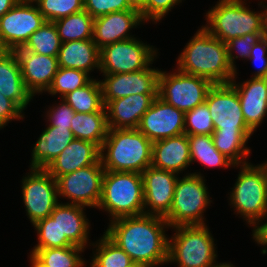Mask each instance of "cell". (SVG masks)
Returning a JSON list of instances; mask_svg holds the SVG:
<instances>
[{
    "instance_id": "19",
    "label": "cell",
    "mask_w": 267,
    "mask_h": 267,
    "mask_svg": "<svg viewBox=\"0 0 267 267\" xmlns=\"http://www.w3.org/2000/svg\"><path fill=\"white\" fill-rule=\"evenodd\" d=\"M145 22L136 10L117 11L94 19L93 41L99 49L134 38L130 31Z\"/></svg>"
},
{
    "instance_id": "24",
    "label": "cell",
    "mask_w": 267,
    "mask_h": 267,
    "mask_svg": "<svg viewBox=\"0 0 267 267\" xmlns=\"http://www.w3.org/2000/svg\"><path fill=\"white\" fill-rule=\"evenodd\" d=\"M191 164L186 134L152 142L151 165L158 169L183 173Z\"/></svg>"
},
{
    "instance_id": "47",
    "label": "cell",
    "mask_w": 267,
    "mask_h": 267,
    "mask_svg": "<svg viewBox=\"0 0 267 267\" xmlns=\"http://www.w3.org/2000/svg\"><path fill=\"white\" fill-rule=\"evenodd\" d=\"M128 5L138 11L141 15L142 20L145 22V3L146 0H127Z\"/></svg>"
},
{
    "instance_id": "51",
    "label": "cell",
    "mask_w": 267,
    "mask_h": 267,
    "mask_svg": "<svg viewBox=\"0 0 267 267\" xmlns=\"http://www.w3.org/2000/svg\"><path fill=\"white\" fill-rule=\"evenodd\" d=\"M212 267H234V265L229 262H220Z\"/></svg>"
},
{
    "instance_id": "6",
    "label": "cell",
    "mask_w": 267,
    "mask_h": 267,
    "mask_svg": "<svg viewBox=\"0 0 267 267\" xmlns=\"http://www.w3.org/2000/svg\"><path fill=\"white\" fill-rule=\"evenodd\" d=\"M240 167L236 182L228 194L234 213L240 215L248 226H255L267 218V180L261 164L247 163ZM250 224V225H249Z\"/></svg>"
},
{
    "instance_id": "52",
    "label": "cell",
    "mask_w": 267,
    "mask_h": 267,
    "mask_svg": "<svg viewBox=\"0 0 267 267\" xmlns=\"http://www.w3.org/2000/svg\"><path fill=\"white\" fill-rule=\"evenodd\" d=\"M261 165L264 167V170H265V176H266V180H267V161L261 163Z\"/></svg>"
},
{
    "instance_id": "4",
    "label": "cell",
    "mask_w": 267,
    "mask_h": 267,
    "mask_svg": "<svg viewBox=\"0 0 267 267\" xmlns=\"http://www.w3.org/2000/svg\"><path fill=\"white\" fill-rule=\"evenodd\" d=\"M97 208L107 212L110 221L144 214L142 174L105 171L101 199Z\"/></svg>"
},
{
    "instance_id": "21",
    "label": "cell",
    "mask_w": 267,
    "mask_h": 267,
    "mask_svg": "<svg viewBox=\"0 0 267 267\" xmlns=\"http://www.w3.org/2000/svg\"><path fill=\"white\" fill-rule=\"evenodd\" d=\"M158 95H130L109 101L104 107L108 129H136Z\"/></svg>"
},
{
    "instance_id": "46",
    "label": "cell",
    "mask_w": 267,
    "mask_h": 267,
    "mask_svg": "<svg viewBox=\"0 0 267 267\" xmlns=\"http://www.w3.org/2000/svg\"><path fill=\"white\" fill-rule=\"evenodd\" d=\"M252 238L254 241L259 244L260 246H263L261 253L267 254V222L265 221L263 223V220L261 219L254 227L252 231Z\"/></svg>"
},
{
    "instance_id": "28",
    "label": "cell",
    "mask_w": 267,
    "mask_h": 267,
    "mask_svg": "<svg viewBox=\"0 0 267 267\" xmlns=\"http://www.w3.org/2000/svg\"><path fill=\"white\" fill-rule=\"evenodd\" d=\"M254 132H228L214 130L211 137L215 148L235 165L250 163L247 161L251 148L247 147L248 140Z\"/></svg>"
},
{
    "instance_id": "9",
    "label": "cell",
    "mask_w": 267,
    "mask_h": 267,
    "mask_svg": "<svg viewBox=\"0 0 267 267\" xmlns=\"http://www.w3.org/2000/svg\"><path fill=\"white\" fill-rule=\"evenodd\" d=\"M160 72L158 96L186 113L205 102L213 83L206 78L190 75L180 70Z\"/></svg>"
},
{
    "instance_id": "13",
    "label": "cell",
    "mask_w": 267,
    "mask_h": 267,
    "mask_svg": "<svg viewBox=\"0 0 267 267\" xmlns=\"http://www.w3.org/2000/svg\"><path fill=\"white\" fill-rule=\"evenodd\" d=\"M45 21L35 2L20 0L0 18V42L9 51L23 47Z\"/></svg>"
},
{
    "instance_id": "23",
    "label": "cell",
    "mask_w": 267,
    "mask_h": 267,
    "mask_svg": "<svg viewBox=\"0 0 267 267\" xmlns=\"http://www.w3.org/2000/svg\"><path fill=\"white\" fill-rule=\"evenodd\" d=\"M100 159V148L93 142L74 139L45 170L56 180Z\"/></svg>"
},
{
    "instance_id": "42",
    "label": "cell",
    "mask_w": 267,
    "mask_h": 267,
    "mask_svg": "<svg viewBox=\"0 0 267 267\" xmlns=\"http://www.w3.org/2000/svg\"><path fill=\"white\" fill-rule=\"evenodd\" d=\"M58 104L49 107L45 112L46 119L49 122L47 126L62 127L71 129V122L75 115V111L63 100L60 99Z\"/></svg>"
},
{
    "instance_id": "45",
    "label": "cell",
    "mask_w": 267,
    "mask_h": 267,
    "mask_svg": "<svg viewBox=\"0 0 267 267\" xmlns=\"http://www.w3.org/2000/svg\"><path fill=\"white\" fill-rule=\"evenodd\" d=\"M25 118L24 112L10 99L0 93V130L11 121ZM10 121V122H9Z\"/></svg>"
},
{
    "instance_id": "32",
    "label": "cell",
    "mask_w": 267,
    "mask_h": 267,
    "mask_svg": "<svg viewBox=\"0 0 267 267\" xmlns=\"http://www.w3.org/2000/svg\"><path fill=\"white\" fill-rule=\"evenodd\" d=\"M78 246L63 248H33L30 253L43 267H86Z\"/></svg>"
},
{
    "instance_id": "30",
    "label": "cell",
    "mask_w": 267,
    "mask_h": 267,
    "mask_svg": "<svg viewBox=\"0 0 267 267\" xmlns=\"http://www.w3.org/2000/svg\"><path fill=\"white\" fill-rule=\"evenodd\" d=\"M190 148L191 165L199 162L206 168L224 169L237 167L230 159L221 154L214 146L211 135H187Z\"/></svg>"
},
{
    "instance_id": "5",
    "label": "cell",
    "mask_w": 267,
    "mask_h": 267,
    "mask_svg": "<svg viewBox=\"0 0 267 267\" xmlns=\"http://www.w3.org/2000/svg\"><path fill=\"white\" fill-rule=\"evenodd\" d=\"M263 1L258 4L260 11L251 10L246 0H219L206 13V26L203 27L225 44L231 39L245 34L261 33L263 20Z\"/></svg>"
},
{
    "instance_id": "18",
    "label": "cell",
    "mask_w": 267,
    "mask_h": 267,
    "mask_svg": "<svg viewBox=\"0 0 267 267\" xmlns=\"http://www.w3.org/2000/svg\"><path fill=\"white\" fill-rule=\"evenodd\" d=\"M14 52L18 57L27 89L33 96L47 92L59 70L57 56L30 52L23 47L16 48Z\"/></svg>"
},
{
    "instance_id": "10",
    "label": "cell",
    "mask_w": 267,
    "mask_h": 267,
    "mask_svg": "<svg viewBox=\"0 0 267 267\" xmlns=\"http://www.w3.org/2000/svg\"><path fill=\"white\" fill-rule=\"evenodd\" d=\"M157 48L137 37L118 41L100 49V73H129L147 68L157 59Z\"/></svg>"
},
{
    "instance_id": "20",
    "label": "cell",
    "mask_w": 267,
    "mask_h": 267,
    "mask_svg": "<svg viewBox=\"0 0 267 267\" xmlns=\"http://www.w3.org/2000/svg\"><path fill=\"white\" fill-rule=\"evenodd\" d=\"M237 74L230 84L238 93L246 125L255 132L267 116V81L266 78H251L238 82Z\"/></svg>"
},
{
    "instance_id": "53",
    "label": "cell",
    "mask_w": 267,
    "mask_h": 267,
    "mask_svg": "<svg viewBox=\"0 0 267 267\" xmlns=\"http://www.w3.org/2000/svg\"><path fill=\"white\" fill-rule=\"evenodd\" d=\"M7 50L3 47V45L0 42V56L5 53Z\"/></svg>"
},
{
    "instance_id": "44",
    "label": "cell",
    "mask_w": 267,
    "mask_h": 267,
    "mask_svg": "<svg viewBox=\"0 0 267 267\" xmlns=\"http://www.w3.org/2000/svg\"><path fill=\"white\" fill-rule=\"evenodd\" d=\"M247 61L258 64V69L250 78H266L267 77V40L261 38L252 46L250 57ZM256 64V65H257Z\"/></svg>"
},
{
    "instance_id": "15",
    "label": "cell",
    "mask_w": 267,
    "mask_h": 267,
    "mask_svg": "<svg viewBox=\"0 0 267 267\" xmlns=\"http://www.w3.org/2000/svg\"><path fill=\"white\" fill-rule=\"evenodd\" d=\"M161 69L150 65L139 71L119 74H102L99 80L104 106L112 100L130 95H158L159 75Z\"/></svg>"
},
{
    "instance_id": "8",
    "label": "cell",
    "mask_w": 267,
    "mask_h": 267,
    "mask_svg": "<svg viewBox=\"0 0 267 267\" xmlns=\"http://www.w3.org/2000/svg\"><path fill=\"white\" fill-rule=\"evenodd\" d=\"M178 177L169 213L164 217L170 228L205 225L204 212L211 205L208 187L200 172Z\"/></svg>"
},
{
    "instance_id": "11",
    "label": "cell",
    "mask_w": 267,
    "mask_h": 267,
    "mask_svg": "<svg viewBox=\"0 0 267 267\" xmlns=\"http://www.w3.org/2000/svg\"><path fill=\"white\" fill-rule=\"evenodd\" d=\"M30 172L22 178V200L32 225L49 217L60 202L57 181L45 169L29 168Z\"/></svg>"
},
{
    "instance_id": "49",
    "label": "cell",
    "mask_w": 267,
    "mask_h": 267,
    "mask_svg": "<svg viewBox=\"0 0 267 267\" xmlns=\"http://www.w3.org/2000/svg\"><path fill=\"white\" fill-rule=\"evenodd\" d=\"M265 2H263V20H262V38L267 40V5L266 0H264Z\"/></svg>"
},
{
    "instance_id": "25",
    "label": "cell",
    "mask_w": 267,
    "mask_h": 267,
    "mask_svg": "<svg viewBox=\"0 0 267 267\" xmlns=\"http://www.w3.org/2000/svg\"><path fill=\"white\" fill-rule=\"evenodd\" d=\"M0 93L23 112L34 98L22 78L20 63L14 51L7 50L0 56Z\"/></svg>"
},
{
    "instance_id": "26",
    "label": "cell",
    "mask_w": 267,
    "mask_h": 267,
    "mask_svg": "<svg viewBox=\"0 0 267 267\" xmlns=\"http://www.w3.org/2000/svg\"><path fill=\"white\" fill-rule=\"evenodd\" d=\"M74 139L71 129L47 126L33 145L30 168L45 169Z\"/></svg>"
},
{
    "instance_id": "14",
    "label": "cell",
    "mask_w": 267,
    "mask_h": 267,
    "mask_svg": "<svg viewBox=\"0 0 267 267\" xmlns=\"http://www.w3.org/2000/svg\"><path fill=\"white\" fill-rule=\"evenodd\" d=\"M205 103L209 108L215 130L253 132L246 125L238 93L230 83L213 84Z\"/></svg>"
},
{
    "instance_id": "31",
    "label": "cell",
    "mask_w": 267,
    "mask_h": 267,
    "mask_svg": "<svg viewBox=\"0 0 267 267\" xmlns=\"http://www.w3.org/2000/svg\"><path fill=\"white\" fill-rule=\"evenodd\" d=\"M63 99L76 113L106 112L99 79L67 93Z\"/></svg>"
},
{
    "instance_id": "2",
    "label": "cell",
    "mask_w": 267,
    "mask_h": 267,
    "mask_svg": "<svg viewBox=\"0 0 267 267\" xmlns=\"http://www.w3.org/2000/svg\"><path fill=\"white\" fill-rule=\"evenodd\" d=\"M176 63V69L213 84L230 83L236 75L228 61L227 45L203 26L186 43Z\"/></svg>"
},
{
    "instance_id": "33",
    "label": "cell",
    "mask_w": 267,
    "mask_h": 267,
    "mask_svg": "<svg viewBox=\"0 0 267 267\" xmlns=\"http://www.w3.org/2000/svg\"><path fill=\"white\" fill-rule=\"evenodd\" d=\"M62 43L93 39L94 18L85 10L54 21Z\"/></svg>"
},
{
    "instance_id": "40",
    "label": "cell",
    "mask_w": 267,
    "mask_h": 267,
    "mask_svg": "<svg viewBox=\"0 0 267 267\" xmlns=\"http://www.w3.org/2000/svg\"><path fill=\"white\" fill-rule=\"evenodd\" d=\"M261 38H262L261 33H250V34H245L242 37L231 39L226 43L228 61L230 66L235 72H237L235 60L238 58L247 60L250 57L252 46L256 44ZM234 53L238 54H236L235 56Z\"/></svg>"
},
{
    "instance_id": "3",
    "label": "cell",
    "mask_w": 267,
    "mask_h": 267,
    "mask_svg": "<svg viewBox=\"0 0 267 267\" xmlns=\"http://www.w3.org/2000/svg\"><path fill=\"white\" fill-rule=\"evenodd\" d=\"M152 142L136 129H108L100 148L105 171L142 173L151 166Z\"/></svg>"
},
{
    "instance_id": "16",
    "label": "cell",
    "mask_w": 267,
    "mask_h": 267,
    "mask_svg": "<svg viewBox=\"0 0 267 267\" xmlns=\"http://www.w3.org/2000/svg\"><path fill=\"white\" fill-rule=\"evenodd\" d=\"M185 113L157 96L142 116L138 130L151 142L184 134Z\"/></svg>"
},
{
    "instance_id": "41",
    "label": "cell",
    "mask_w": 267,
    "mask_h": 267,
    "mask_svg": "<svg viewBox=\"0 0 267 267\" xmlns=\"http://www.w3.org/2000/svg\"><path fill=\"white\" fill-rule=\"evenodd\" d=\"M84 10L95 19L109 13L134 9L127 0H84Z\"/></svg>"
},
{
    "instance_id": "43",
    "label": "cell",
    "mask_w": 267,
    "mask_h": 267,
    "mask_svg": "<svg viewBox=\"0 0 267 267\" xmlns=\"http://www.w3.org/2000/svg\"><path fill=\"white\" fill-rule=\"evenodd\" d=\"M183 0H146L145 3V22L161 21L176 5L182 3ZM152 19V20H151Z\"/></svg>"
},
{
    "instance_id": "37",
    "label": "cell",
    "mask_w": 267,
    "mask_h": 267,
    "mask_svg": "<svg viewBox=\"0 0 267 267\" xmlns=\"http://www.w3.org/2000/svg\"><path fill=\"white\" fill-rule=\"evenodd\" d=\"M34 2L44 19L51 22L84 10V0H35Z\"/></svg>"
},
{
    "instance_id": "36",
    "label": "cell",
    "mask_w": 267,
    "mask_h": 267,
    "mask_svg": "<svg viewBox=\"0 0 267 267\" xmlns=\"http://www.w3.org/2000/svg\"><path fill=\"white\" fill-rule=\"evenodd\" d=\"M92 79L93 76L91 78L90 74L83 70L59 67L47 92L55 96L59 94L61 99L67 93L85 86Z\"/></svg>"
},
{
    "instance_id": "1",
    "label": "cell",
    "mask_w": 267,
    "mask_h": 267,
    "mask_svg": "<svg viewBox=\"0 0 267 267\" xmlns=\"http://www.w3.org/2000/svg\"><path fill=\"white\" fill-rule=\"evenodd\" d=\"M104 234L135 264L158 267L168 261L169 225L164 217L141 214L109 221Z\"/></svg>"
},
{
    "instance_id": "17",
    "label": "cell",
    "mask_w": 267,
    "mask_h": 267,
    "mask_svg": "<svg viewBox=\"0 0 267 267\" xmlns=\"http://www.w3.org/2000/svg\"><path fill=\"white\" fill-rule=\"evenodd\" d=\"M144 214L165 217L170 209L179 175L152 165L142 173Z\"/></svg>"
},
{
    "instance_id": "34",
    "label": "cell",
    "mask_w": 267,
    "mask_h": 267,
    "mask_svg": "<svg viewBox=\"0 0 267 267\" xmlns=\"http://www.w3.org/2000/svg\"><path fill=\"white\" fill-rule=\"evenodd\" d=\"M92 246L95 251L90 267H132L135 264L131 257L104 233L100 239L92 242Z\"/></svg>"
},
{
    "instance_id": "29",
    "label": "cell",
    "mask_w": 267,
    "mask_h": 267,
    "mask_svg": "<svg viewBox=\"0 0 267 267\" xmlns=\"http://www.w3.org/2000/svg\"><path fill=\"white\" fill-rule=\"evenodd\" d=\"M71 130L75 139L93 142L101 148L108 132L106 112H75Z\"/></svg>"
},
{
    "instance_id": "54",
    "label": "cell",
    "mask_w": 267,
    "mask_h": 267,
    "mask_svg": "<svg viewBox=\"0 0 267 267\" xmlns=\"http://www.w3.org/2000/svg\"><path fill=\"white\" fill-rule=\"evenodd\" d=\"M132 267H149L147 265H141V264H134Z\"/></svg>"
},
{
    "instance_id": "50",
    "label": "cell",
    "mask_w": 267,
    "mask_h": 267,
    "mask_svg": "<svg viewBox=\"0 0 267 267\" xmlns=\"http://www.w3.org/2000/svg\"><path fill=\"white\" fill-rule=\"evenodd\" d=\"M30 267H43L32 255H29Z\"/></svg>"
},
{
    "instance_id": "35",
    "label": "cell",
    "mask_w": 267,
    "mask_h": 267,
    "mask_svg": "<svg viewBox=\"0 0 267 267\" xmlns=\"http://www.w3.org/2000/svg\"><path fill=\"white\" fill-rule=\"evenodd\" d=\"M61 40L54 22L45 21L25 43L23 48L30 52L48 56H57L61 48Z\"/></svg>"
},
{
    "instance_id": "27",
    "label": "cell",
    "mask_w": 267,
    "mask_h": 267,
    "mask_svg": "<svg viewBox=\"0 0 267 267\" xmlns=\"http://www.w3.org/2000/svg\"><path fill=\"white\" fill-rule=\"evenodd\" d=\"M57 60L59 67L91 74L94 69L100 70V49L93 39L65 42L61 44Z\"/></svg>"
},
{
    "instance_id": "12",
    "label": "cell",
    "mask_w": 267,
    "mask_h": 267,
    "mask_svg": "<svg viewBox=\"0 0 267 267\" xmlns=\"http://www.w3.org/2000/svg\"><path fill=\"white\" fill-rule=\"evenodd\" d=\"M105 170L99 159L95 164L80 168L60 176L57 181L58 197L71 204L96 208L102 194V181Z\"/></svg>"
},
{
    "instance_id": "39",
    "label": "cell",
    "mask_w": 267,
    "mask_h": 267,
    "mask_svg": "<svg viewBox=\"0 0 267 267\" xmlns=\"http://www.w3.org/2000/svg\"><path fill=\"white\" fill-rule=\"evenodd\" d=\"M214 130L211 114L205 102L185 113L184 134L212 135Z\"/></svg>"
},
{
    "instance_id": "38",
    "label": "cell",
    "mask_w": 267,
    "mask_h": 267,
    "mask_svg": "<svg viewBox=\"0 0 267 267\" xmlns=\"http://www.w3.org/2000/svg\"><path fill=\"white\" fill-rule=\"evenodd\" d=\"M38 243L33 248H63L74 246L68 239H60L57 221L51 216L38 220L34 225Z\"/></svg>"
},
{
    "instance_id": "22",
    "label": "cell",
    "mask_w": 267,
    "mask_h": 267,
    "mask_svg": "<svg viewBox=\"0 0 267 267\" xmlns=\"http://www.w3.org/2000/svg\"><path fill=\"white\" fill-rule=\"evenodd\" d=\"M84 210V206L59 202L50 216L57 221L60 239H68L74 246L86 249L92 242L89 241L91 224Z\"/></svg>"
},
{
    "instance_id": "48",
    "label": "cell",
    "mask_w": 267,
    "mask_h": 267,
    "mask_svg": "<svg viewBox=\"0 0 267 267\" xmlns=\"http://www.w3.org/2000/svg\"><path fill=\"white\" fill-rule=\"evenodd\" d=\"M20 0H0V18L14 7Z\"/></svg>"
},
{
    "instance_id": "7",
    "label": "cell",
    "mask_w": 267,
    "mask_h": 267,
    "mask_svg": "<svg viewBox=\"0 0 267 267\" xmlns=\"http://www.w3.org/2000/svg\"><path fill=\"white\" fill-rule=\"evenodd\" d=\"M169 237L168 261L178 267H212L217 261L214 238L205 225L177 226Z\"/></svg>"
}]
</instances>
